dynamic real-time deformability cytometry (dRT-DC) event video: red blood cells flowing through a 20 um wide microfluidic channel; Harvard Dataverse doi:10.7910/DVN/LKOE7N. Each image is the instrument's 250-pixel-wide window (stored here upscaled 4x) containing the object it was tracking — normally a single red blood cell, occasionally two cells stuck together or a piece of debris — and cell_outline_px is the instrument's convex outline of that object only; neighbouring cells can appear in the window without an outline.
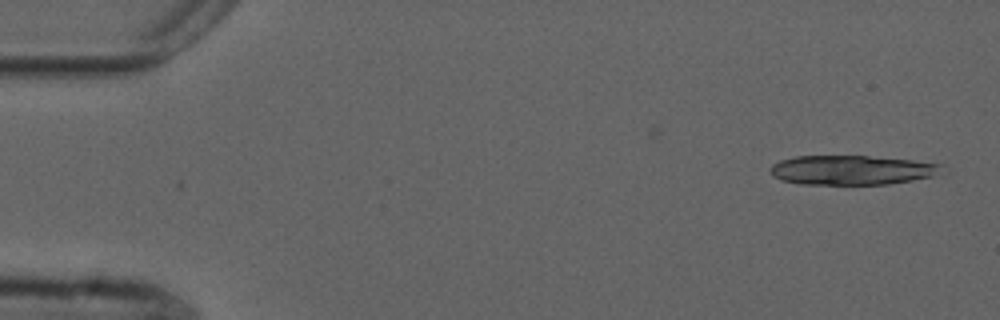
{"species": "common noctule bat (a hibernating species)", "species_latin": "Nyctalus noctula", "temperature_condition": "cold", "stored_images_in_passage": 16, "camera_frame_rate_fps": 3000, "um_per_image_px": 0.085, "animal": {"sex": "male", "forearm_length_mm": 52.5}, "frame": {"image": 1, "passage_image": 1, "time_ms": 0.0, "image_size_px": [1000, 320], "cell_outline_px": [[948, 172], [932, 176], [912, 180], [888, 184], [800, 184], [780, 180], [772, 176], [768, 168], [772, 164], [780, 160], [796, 156], [868, 156], [912, 160], [944, 164]], "centroid_in_image_um": [72.44, 14.45], "position_along_channel_um": 12.6, "area_um2": 29.82}}